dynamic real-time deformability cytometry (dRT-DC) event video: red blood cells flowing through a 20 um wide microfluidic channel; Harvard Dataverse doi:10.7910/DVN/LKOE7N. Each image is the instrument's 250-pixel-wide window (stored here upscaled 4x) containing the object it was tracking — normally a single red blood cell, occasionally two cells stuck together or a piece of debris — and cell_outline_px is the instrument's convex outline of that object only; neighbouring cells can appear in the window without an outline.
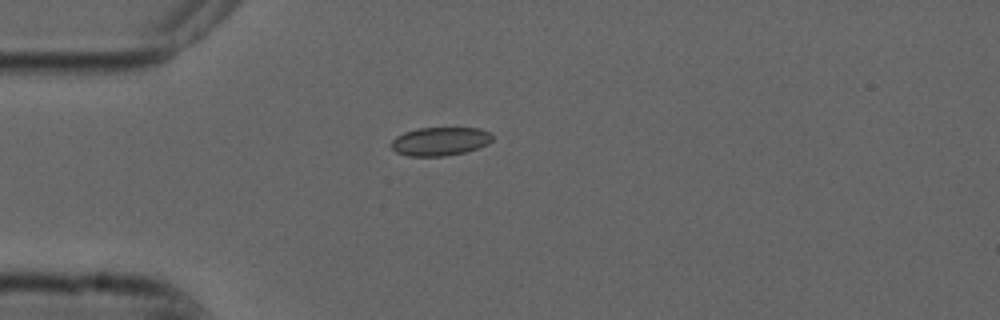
{"species": "common noctule bat (a hibernating species)", "species_latin": "Nyctalus noctula", "temperature_condition": "cold", "stored_images_in_passage": 22, "camera_frame_rate_fps": 3000, "um_per_image_px": 0.085, "animal": {"sex": "male", "forearm_length_mm": 52.5}, "frame": {"image": 1, "passage_image": 1, "time_ms": 0.0, "image_size_px": [1000, 320], "cell_outline_px": [[492, 140], [488, 144], [464, 152], [444, 156], [408, 156], [396, 152], [388, 144], [396, 136], [404, 132], [416, 128], [480, 128], [492, 132]], "centroid_in_image_um": [37.38, 12.0], "position_along_channel_um": 47.6, "area_um2": 16.94}}
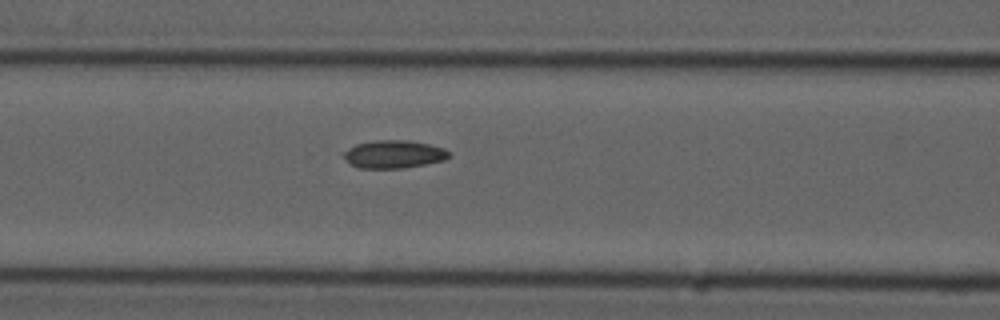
{"frame": {"image": 2, "passage_image": 9, "time_ms": 2.667, "image_size_px": [1000, 320], "cell_outline_px": [[452, 156], [444, 160], [404, 168], [360, 168], [352, 164], [344, 156], [344, 152], [348, 148], [356, 144], [376, 140], [408, 140], [428, 144], [444, 148], [452, 152]], "centroid_in_image_um": [33.53, 13.1], "position_along_channel_um": 133.1, "area_um2": 17.05}}
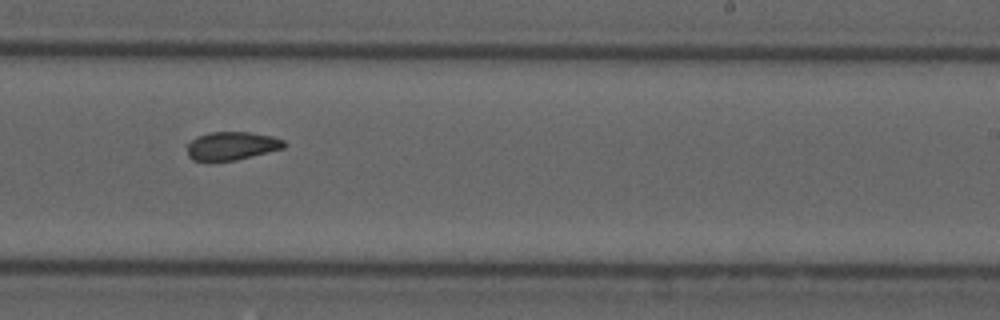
{"frame": {"image": 3, "passage_image": 20, "time_ms": 6.333, "image_size_px": [1000, 320], "cell_outline_px": [[288, 144], [284, 148], [236, 160], [192, 160], [188, 156], [188, 144], [196, 136], [208, 132], [248, 132], [272, 136], [284, 140]], "centroid_in_image_um": [19.72, 12.38], "position_along_channel_um": 269.3, "area_um2": 15.9}}